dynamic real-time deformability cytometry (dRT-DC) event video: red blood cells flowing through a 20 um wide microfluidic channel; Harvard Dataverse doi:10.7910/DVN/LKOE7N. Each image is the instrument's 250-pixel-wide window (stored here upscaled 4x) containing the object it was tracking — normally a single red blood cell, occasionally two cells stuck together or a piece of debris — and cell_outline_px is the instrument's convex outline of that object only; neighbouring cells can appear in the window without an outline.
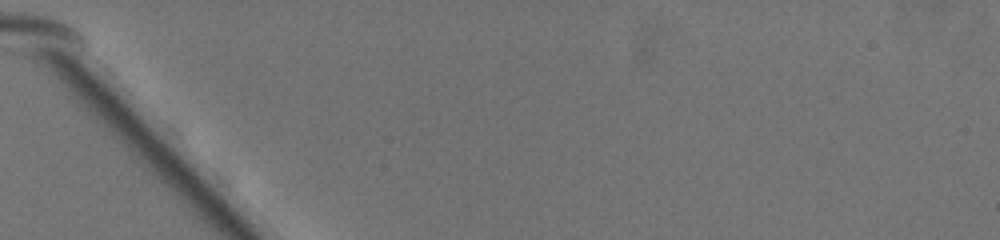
{"species": "common noctule bat (a hibernating species)", "species_latin": "Nyctalus noctula", "temperature_condition": "warm", "stored_images_in_passage": 1, "camera_frame_rate_fps": 3000, "um_per_image_px": 0.085, "animal": {"sex": "female", "body_mass_g": 19.5, "forearm_length_mm": 54.1}, "frame": {"image": 1, "passage_image": 1, "time_ms": 0.0, "image_size_px": [1000, 240], "cell_outline_px": [[272, 112], [256, 112], [192, 52], [180, 20], [184, 16], [196, 12], [252, 68], [264, 88], [272, 108]], "centroid_in_image_um": [19.13, 5.3], "position_along_channel_um": 65.9, "area_um2": 23.64}}